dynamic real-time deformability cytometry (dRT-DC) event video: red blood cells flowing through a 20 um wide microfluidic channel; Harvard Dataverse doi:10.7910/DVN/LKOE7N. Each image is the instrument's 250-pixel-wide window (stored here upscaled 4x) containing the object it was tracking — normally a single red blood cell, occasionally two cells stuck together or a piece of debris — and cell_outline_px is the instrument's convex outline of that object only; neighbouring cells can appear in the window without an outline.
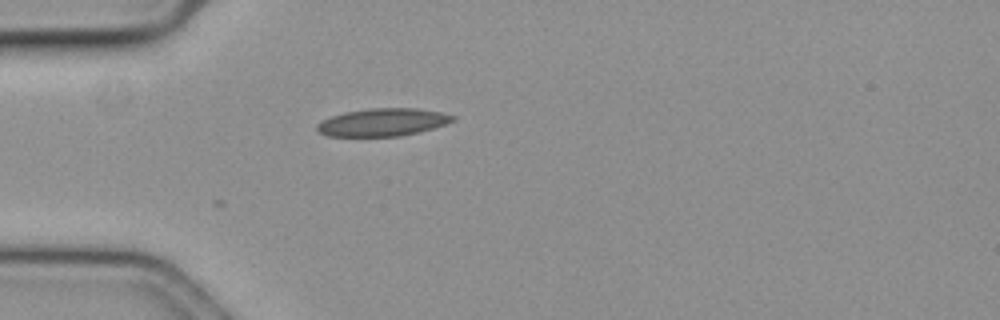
{"species": "common noctule bat (a hibernating species)", "species_latin": "Nyctalus noctula", "temperature_condition": "cold", "stored_images_in_passage": 2, "camera_frame_rate_fps": 3000, "um_per_image_px": 0.085, "animal": {"sex": "female", "body_mass_g": 19.3, "forearm_length_mm": 54.1}, "frame": {"image": 1, "passage_image": 2, "time_ms": 0.333, "image_size_px": [1000, 320], "cell_outline_px": [[456, 120], [420, 132], [400, 136], [328, 136], [316, 132], [316, 124], [332, 116], [344, 112], [368, 108], [416, 108], [440, 112], [456, 116]], "centroid_in_image_um": [32.51, 10.39], "position_along_channel_um": 52.5, "area_um2": 21.96}}